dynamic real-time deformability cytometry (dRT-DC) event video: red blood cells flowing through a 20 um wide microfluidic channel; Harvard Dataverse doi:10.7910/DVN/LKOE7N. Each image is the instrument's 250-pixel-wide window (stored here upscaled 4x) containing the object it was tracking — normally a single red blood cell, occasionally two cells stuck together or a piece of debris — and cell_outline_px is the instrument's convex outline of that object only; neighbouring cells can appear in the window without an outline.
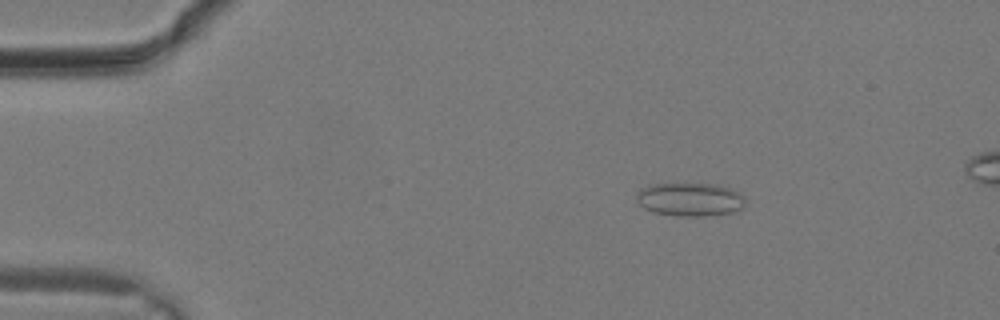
{"species": "common noctule bat (a hibernating species)", "species_latin": "Nyctalus noctula", "temperature_condition": "warm", "stored_images_in_passage": 18, "camera_frame_rate_fps": 3000, "um_per_image_px": 0.085, "animal": {"sex": "male", "body_mass_g": 19.2, "forearm_length_mm": 51.8}, "frame": {"image": 1, "passage_image": 3, "time_ms": 0.667, "image_size_px": [1000, 320], "cell_outline_px": [[744, 208], [740, 212], [704, 216], [676, 216], [652, 212], [644, 208], [636, 200], [636, 192], [640, 188], [652, 184], [716, 184], [740, 192], [744, 196]], "centroid_in_image_um": [58.67, 16.96], "position_along_channel_um": 26.3, "area_um2": 21.56}}
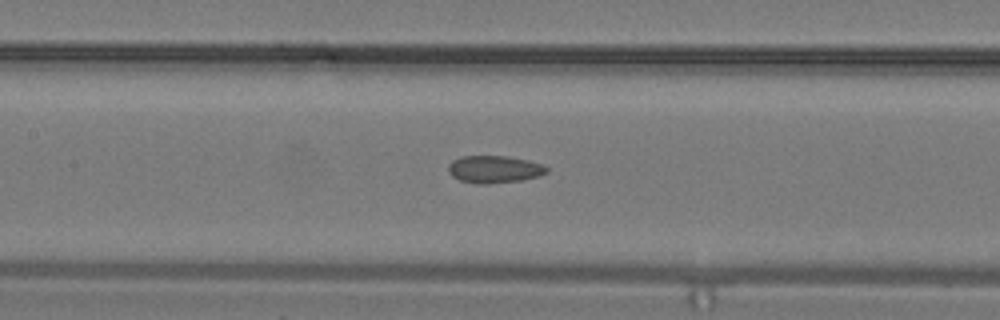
{"frame": {"image": 2, "passage_image": 12, "time_ms": 3.667, "image_size_px": [1000, 320], "cell_outline_px": [[548, 172], [540, 176], [520, 180], [488, 184], [476, 184], [460, 180], [452, 176], [448, 172], [448, 164], [452, 160], [460, 156], [508, 156], [528, 160], [540, 164], [548, 168]], "centroid_in_image_um": [41.99, 14.39], "position_along_channel_um": 165.4, "area_um2": 15.78}}
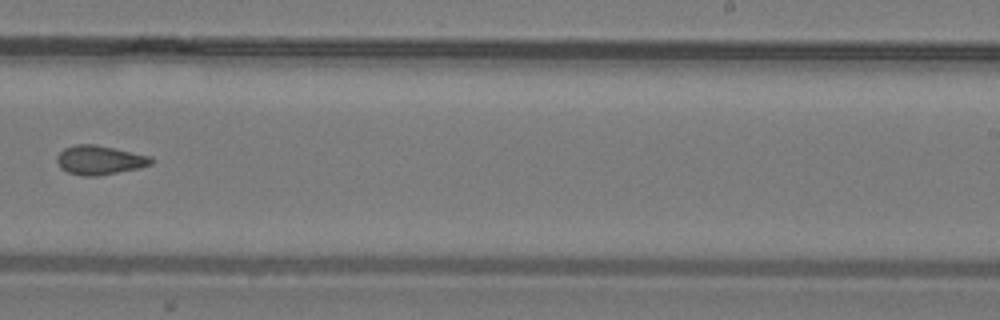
{"frame": {"image": 3, "passage_image": 17, "time_ms": 5.333, "image_size_px": [1000, 320], "cell_outline_px": [[152, 164], [140, 168], [96, 176], [84, 176], [68, 172], [60, 168], [56, 160], [56, 156], [64, 148], [76, 144], [96, 144], [152, 156]], "centroid_in_image_um": [8.46, 13.6], "position_along_channel_um": 280.5, "area_um2": 16.07}}